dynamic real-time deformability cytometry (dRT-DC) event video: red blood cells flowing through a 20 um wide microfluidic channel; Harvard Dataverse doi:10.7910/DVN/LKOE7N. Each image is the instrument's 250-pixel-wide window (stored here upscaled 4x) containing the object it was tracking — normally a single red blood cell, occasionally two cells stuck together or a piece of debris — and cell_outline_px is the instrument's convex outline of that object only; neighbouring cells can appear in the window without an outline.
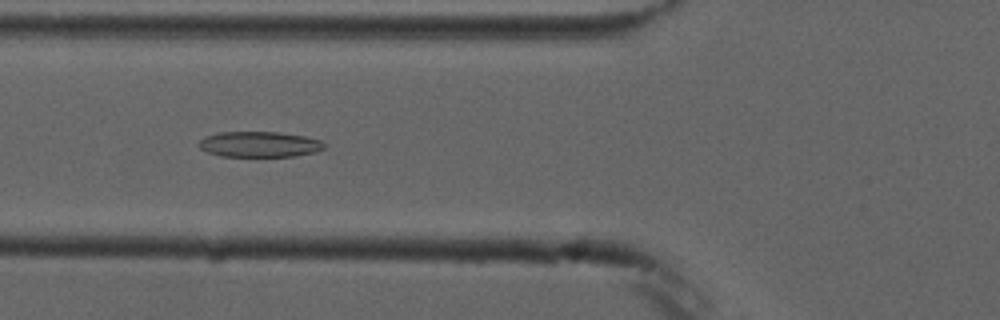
{"species": "common noctule bat (a hibernating species)", "species_latin": "Nyctalus noctula", "temperature_condition": "cold", "stored_images_in_passage": 6, "camera_frame_rate_fps": 3000, "um_per_image_px": 0.085, "animal": {"sex": "male", "forearm_length_mm": 52.5}, "frame": {"image": 1, "passage_image": 6, "time_ms": 6.333, "image_size_px": [1000, 320], "cell_outline_px": [[324, 148], [316, 152], [296, 156], [220, 156], [208, 152], [200, 148], [200, 140], [204, 136], [220, 132], [276, 132], [304, 136], [320, 140], [324, 144]], "centroid_in_image_um": [22.05, 12.26], "position_along_channel_um": 103.8, "area_um2": 18.55}}